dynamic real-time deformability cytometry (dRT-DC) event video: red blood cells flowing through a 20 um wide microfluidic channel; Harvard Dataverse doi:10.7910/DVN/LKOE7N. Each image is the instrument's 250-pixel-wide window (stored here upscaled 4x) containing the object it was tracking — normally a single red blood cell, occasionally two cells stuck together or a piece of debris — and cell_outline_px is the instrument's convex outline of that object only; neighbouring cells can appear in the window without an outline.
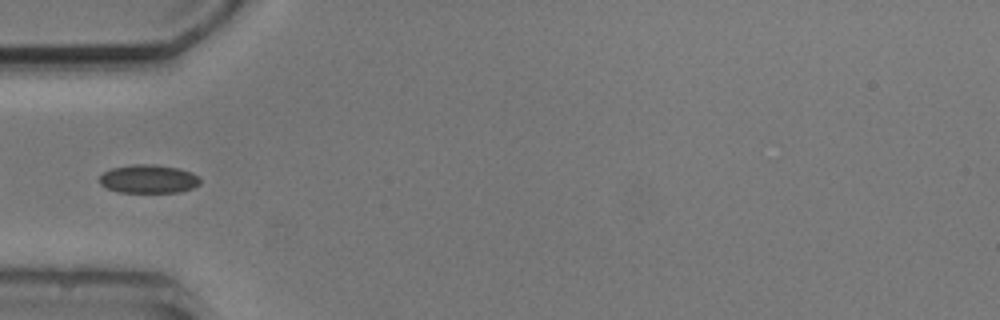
{"species": "common noctule bat (a hibernating species)", "species_latin": "Nyctalus noctula", "temperature_condition": "cold", "stored_images_in_passage": 3, "camera_frame_rate_fps": 3000, "um_per_image_px": 0.085, "animal": {"sex": "male", "body_mass_g": 20.5, "forearm_length_mm": 52.5}, "frame": {"image": 1, "passage_image": 3, "time_ms": 2.333, "image_size_px": [1000, 320], "cell_outline_px": [[200, 184], [192, 188], [180, 192], [120, 192], [108, 188], [100, 184], [100, 176], [104, 172], [112, 168], [132, 164], [152, 164], [180, 168], [192, 172], [200, 176]], "centroid_in_image_um": [12.67, 15.2], "position_along_channel_um": 72.3, "area_um2": 16.76}}